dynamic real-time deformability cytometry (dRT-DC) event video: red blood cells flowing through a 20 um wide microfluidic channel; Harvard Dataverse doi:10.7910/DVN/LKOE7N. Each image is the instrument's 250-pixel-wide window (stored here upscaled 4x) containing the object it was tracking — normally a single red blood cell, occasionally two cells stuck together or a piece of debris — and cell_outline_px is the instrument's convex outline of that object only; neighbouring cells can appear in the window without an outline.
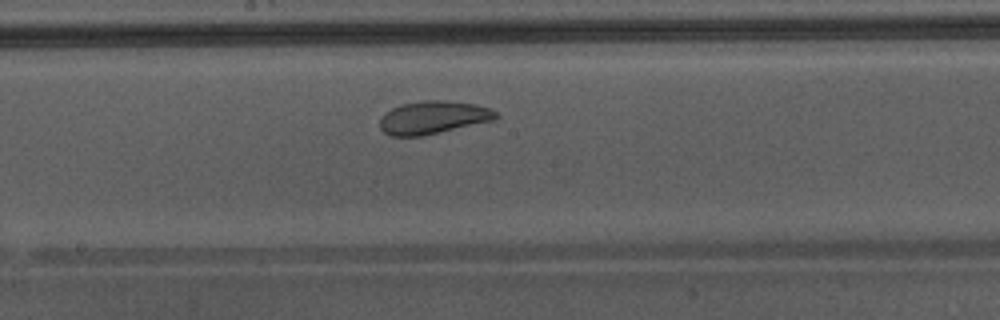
{"species": "Egyptian fruit bat (a non-hibernating species)", "species_latin": "Rousettus aegyptiacus", "temperature_condition": "warm", "stored_images_in_passage": 36, "camera_frame_rate_fps": 3000, "um_per_image_px": 0.085, "animal": {"sex": "male"}, "frame": {"image": 1, "passage_image": 14, "time_ms": 4.333, "image_size_px": [1000, 320], "cell_outline_px": [[500, 116], [496, 120], [420, 136], [392, 136], [384, 132], [380, 128], [380, 116], [384, 112], [400, 104], [420, 100], [444, 100], [476, 104], [488, 108], [496, 112]], "centroid_in_image_um": [36.8, 9.97], "position_along_channel_um": 211.4, "area_um2": 22.43}}